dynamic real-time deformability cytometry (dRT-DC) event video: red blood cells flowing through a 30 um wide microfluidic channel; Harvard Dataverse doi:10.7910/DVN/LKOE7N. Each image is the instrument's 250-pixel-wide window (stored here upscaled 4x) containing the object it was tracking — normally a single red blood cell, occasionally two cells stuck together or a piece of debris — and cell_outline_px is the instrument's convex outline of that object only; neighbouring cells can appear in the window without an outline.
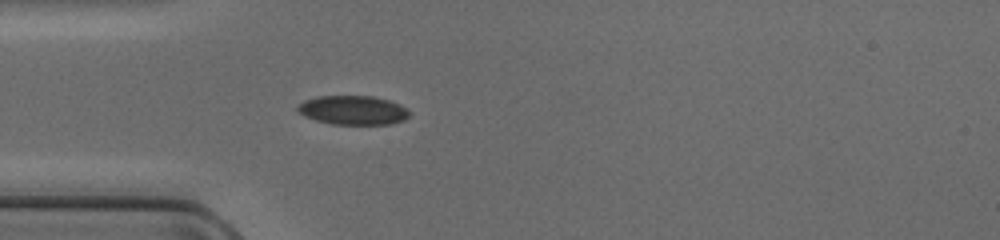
{"species": "common noctule bat (a hibernating species)", "species_latin": "Nyctalus noctula", "temperature_condition": "cold", "stored_images_in_passage": 35, "camera_frame_rate_fps": 3000, "um_per_image_px": 0.085, "animal": {"sex": "female", "body_mass_g": 17.0, "forearm_length_mm": 48.0}, "frame": {"image": 1, "passage_image": 1, "time_ms": 0.0, "image_size_px": [1000, 240], "cell_outline_px": [[408, 116], [404, 120], [392, 124], [332, 124], [316, 120], [304, 116], [296, 108], [304, 100], [316, 96], [372, 96], [388, 100], [400, 104], [408, 108]], "centroid_in_image_um": [30.01, 9.36], "position_along_channel_um": 55.0, "area_um2": 18.9}}
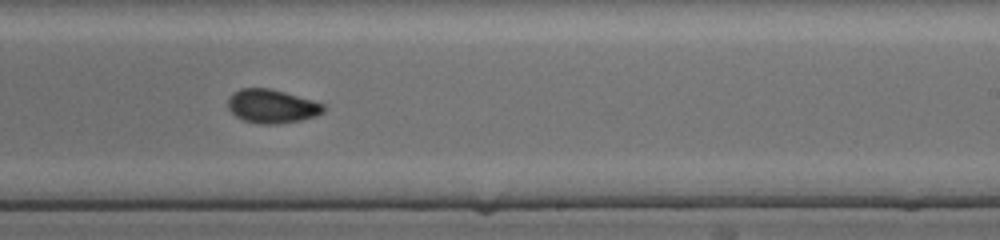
{"frame": {"image": 2, "passage_image": 16, "time_ms": 5.0, "image_size_px": [1000, 240], "cell_outline_px": [[328, 108], [324, 112], [316, 116], [300, 120], [276, 124], [260, 124], [244, 120], [236, 116], [228, 108], [228, 96], [232, 92], [240, 88], [272, 88], [312, 100], [324, 104]], "centroid_in_image_um": [23.12, 9.02], "position_along_channel_um": 265.9, "area_um2": 18.96}}
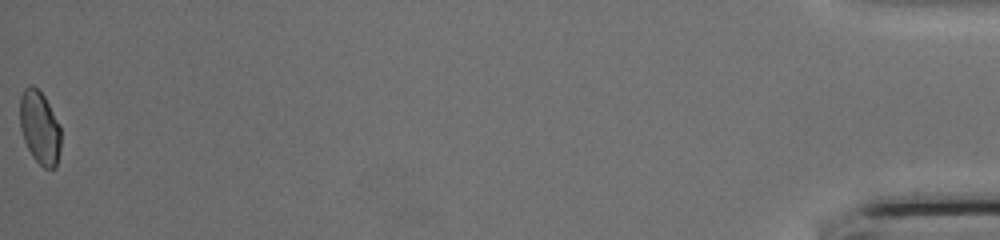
{"frame": {"image": 3, "passage_image": 35, "time_ms": 11.333, "image_size_px": [1000, 240], "cell_outline_px": [[60, 148], [56, 168], [44, 168], [32, 156], [24, 140], [20, 128], [20, 96], [24, 88], [32, 84], [44, 96], [60, 124]], "centroid_in_image_um": [3.37, 10.84], "position_along_channel_um": 431.8, "area_um2": 17.46}}